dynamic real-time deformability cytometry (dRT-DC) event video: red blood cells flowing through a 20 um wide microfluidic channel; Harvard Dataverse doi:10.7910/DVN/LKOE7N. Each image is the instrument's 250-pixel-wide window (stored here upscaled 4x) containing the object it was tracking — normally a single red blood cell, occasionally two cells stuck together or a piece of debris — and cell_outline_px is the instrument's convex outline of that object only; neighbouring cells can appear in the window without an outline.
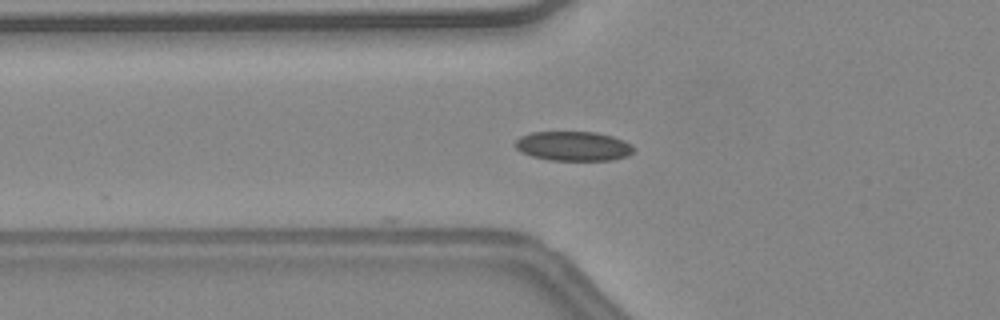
{"species": "common noctule bat (a hibernating species)", "species_latin": "Nyctalus noctula", "temperature_condition": "warm", "stored_images_in_passage": 10, "camera_frame_rate_fps": 3000, "um_per_image_px": 0.085, "animal": {"sex": "female", "body_mass_g": 24.6, "forearm_length_mm": 56.2}, "frame": {"image": 1, "passage_image": 10, "time_ms": 3.0, "image_size_px": [1000, 320], "cell_outline_px": [[632, 152], [628, 156], [612, 160], [548, 160], [532, 156], [520, 152], [512, 144], [520, 136], [532, 132], [596, 132], [612, 136], [624, 140], [632, 148]], "centroid_in_image_um": [48.67, 12.42], "position_along_channel_um": 77.1, "area_um2": 20.35}}